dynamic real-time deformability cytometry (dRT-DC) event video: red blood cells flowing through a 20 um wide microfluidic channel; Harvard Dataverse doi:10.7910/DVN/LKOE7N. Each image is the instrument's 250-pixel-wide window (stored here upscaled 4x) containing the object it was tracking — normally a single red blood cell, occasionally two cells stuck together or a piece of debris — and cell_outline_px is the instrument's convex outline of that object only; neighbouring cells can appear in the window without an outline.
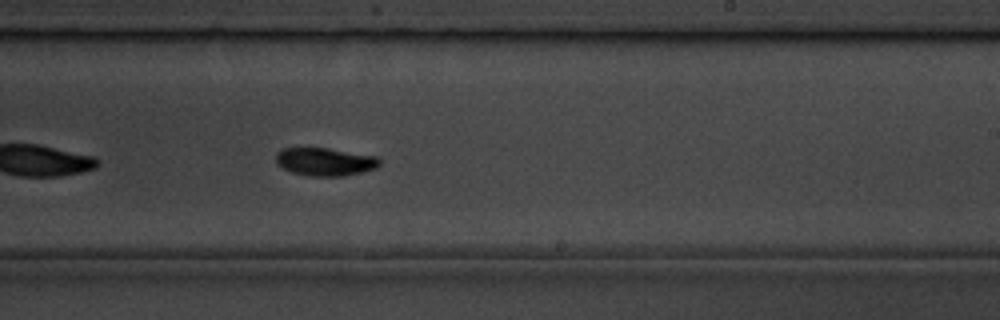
{"species": "common noctule bat (a hibernating species)", "species_latin": "Nyctalus noctula", "temperature_condition": "room temperature", "stored_images_in_passage": 41, "camera_frame_rate_fps": 3000, "um_per_image_px": 0.085, "animal": {"sex": "male", "body_mass_g": 19.5, "forearm_length_mm": 54.6}, "frame": {"image": 1, "passage_image": 18, "time_ms": 5.667, "image_size_px": [1000, 320], "cell_outline_px": [[380, 164], [376, 168], [344, 176], [308, 176], [292, 172], [276, 164], [276, 152], [280, 148], [328, 148], [376, 156], [380, 160]], "centroid_in_image_um": [27.6, 13.74], "position_along_channel_um": 261.4, "area_um2": 16.94}, "authors_computed_cell_mechanics": {"area_um2": 17.1088, "velocity_mm_per_s": 3.5744, "shape_relaxation_time_tau1_ms": 2.4047, "shape_relaxation_time_tau2_ms": 3.0037, "deformation_change_tau1": 0.1268, "deformation_change_tau2": 0.058}}